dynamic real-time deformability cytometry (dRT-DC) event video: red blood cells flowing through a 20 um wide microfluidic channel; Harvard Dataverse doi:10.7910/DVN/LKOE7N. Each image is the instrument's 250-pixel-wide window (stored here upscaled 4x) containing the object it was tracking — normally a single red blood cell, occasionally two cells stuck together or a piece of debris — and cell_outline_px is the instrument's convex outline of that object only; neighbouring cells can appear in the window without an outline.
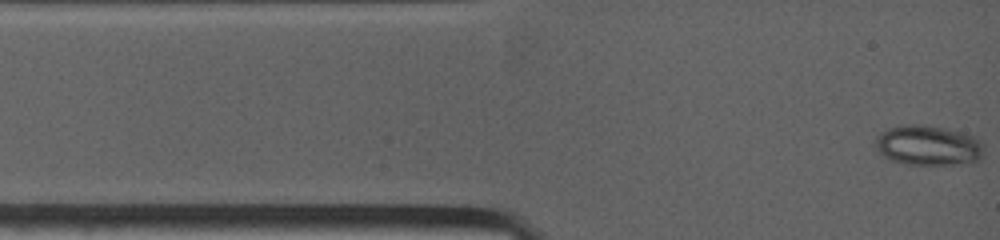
{"species": "common noctule bat (a hibernating species)", "species_latin": "Nyctalus noctula", "temperature_condition": "warm", "stored_images_in_passage": 6, "camera_frame_rate_fps": 4500, "um_per_image_px": 0.085, "animal": {"sex": "female", "body_mass_g": 19.0, "forearm_length_mm": 53.3}, "frame": {"image": 1, "passage_image": 1, "time_ms": 0.0, "image_size_px": [1000, 240], "cell_outline_px": [[984, 148], [980, 156], [976, 160], [960, 164], [908, 164], [892, 160], [884, 156], [876, 148], [876, 136], [880, 132], [888, 128], [908, 124], [924, 124], [948, 128], [972, 136], [980, 140]], "centroid_in_image_um": [78.87, 12.34], "position_along_channel_um": 6.1, "area_um2": 25.14}}